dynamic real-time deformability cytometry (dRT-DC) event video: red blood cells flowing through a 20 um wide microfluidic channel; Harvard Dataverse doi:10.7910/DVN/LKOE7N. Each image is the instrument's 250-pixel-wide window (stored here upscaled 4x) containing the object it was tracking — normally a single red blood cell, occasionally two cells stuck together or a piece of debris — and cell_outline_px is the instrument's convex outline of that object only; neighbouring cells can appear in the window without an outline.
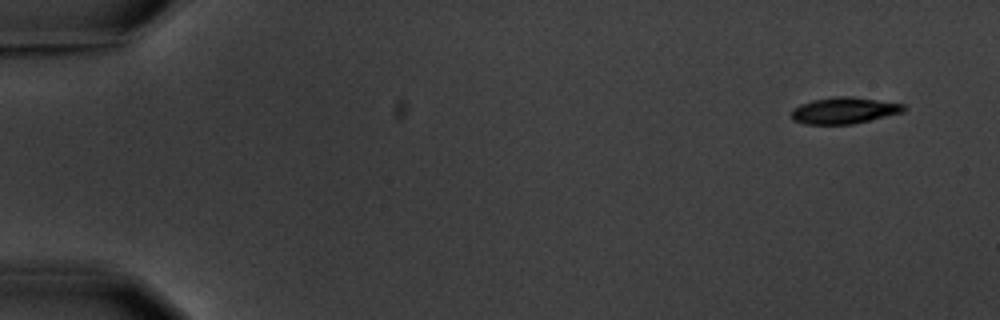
{"species": "common noctule bat (a hibernating species)", "species_latin": "Nyctalus noctula", "temperature_condition": "warm", "stored_images_in_passage": 5, "camera_frame_rate_fps": 3000, "um_per_image_px": 0.085, "animal": {"sex": "male", "body_mass_g": 20.1, "forearm_length_mm": 53.5}, "frame": {"image": 1, "passage_image": 1, "time_ms": 0.0, "image_size_px": [1000, 320], "cell_outline_px": [[908, 108], [904, 112], [852, 124], [804, 124], [792, 120], [792, 108], [800, 104], [812, 100], [840, 96], [852, 96], [904, 104]], "centroid_in_image_um": [71.75, 9.39], "position_along_channel_um": 13.2, "area_um2": 17.34}}